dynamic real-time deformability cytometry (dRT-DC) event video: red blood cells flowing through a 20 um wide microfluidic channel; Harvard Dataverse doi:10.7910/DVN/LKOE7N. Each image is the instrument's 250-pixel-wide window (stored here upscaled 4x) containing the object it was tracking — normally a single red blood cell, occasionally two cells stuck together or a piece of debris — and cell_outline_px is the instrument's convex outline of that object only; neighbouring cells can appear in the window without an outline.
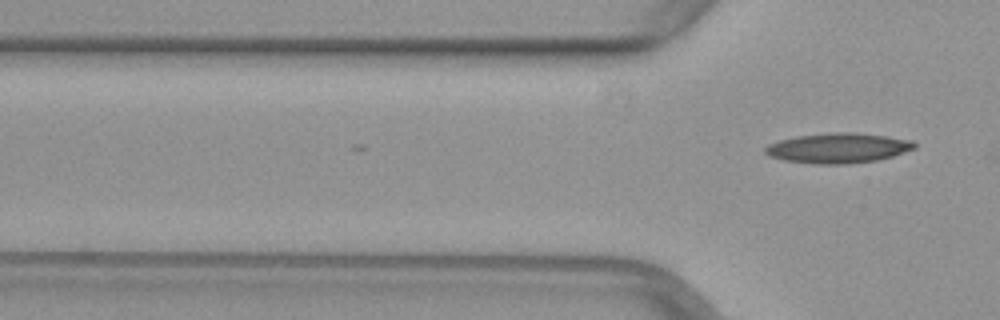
{"species": "common noctule bat (a hibernating species)", "species_latin": "Nyctalus noctula", "temperature_condition": "warm", "stored_images_in_passage": 9, "camera_frame_rate_fps": 3000, "um_per_image_px": 0.085, "animal": {"sex": "female", "body_mass_g": 29.2, "forearm_length_mm": 56.3}, "frame": {"image": 1, "passage_image": 9, "time_ms": 2.667, "image_size_px": [1000, 320], "cell_outline_px": [[916, 148], [892, 156], [876, 160], [844, 164], [812, 164], [784, 160], [768, 156], [764, 152], [764, 148], [768, 144], [780, 140], [796, 136], [832, 132], [856, 132], [912, 140], [916, 144]], "centroid_in_image_um": [71.2, 12.58], "position_along_channel_um": 54.6, "area_um2": 26.13}}